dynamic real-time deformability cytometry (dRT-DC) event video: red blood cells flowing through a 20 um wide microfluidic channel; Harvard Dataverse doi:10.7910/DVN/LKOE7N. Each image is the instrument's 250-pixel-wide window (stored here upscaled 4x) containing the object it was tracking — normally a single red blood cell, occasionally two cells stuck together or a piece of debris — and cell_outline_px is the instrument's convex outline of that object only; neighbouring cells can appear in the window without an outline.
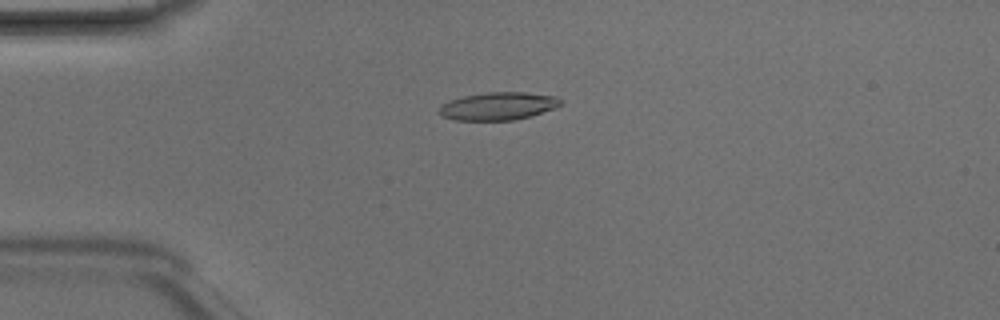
{"species": "Egyptian fruit bat (a non-hibernating species)", "species_latin": "Rousettus aegyptiacus", "temperature_condition": "room temperature", "stored_images_in_passage": 6, "camera_frame_rate_fps": 3000, "um_per_image_px": 0.085, "animal": {"sex": "male"}, "frame": {"image": 1, "passage_image": 3, "time_ms": 0.667, "image_size_px": [1000, 320], "cell_outline_px": [[564, 104], [556, 108], [532, 116], [516, 120], [452, 120], [440, 116], [436, 112], [440, 104], [464, 96], [488, 92], [524, 92], [556, 96], [564, 100]], "centroid_in_image_um": [42.36, 9.03], "position_along_channel_um": 42.6, "area_um2": 20.11}}